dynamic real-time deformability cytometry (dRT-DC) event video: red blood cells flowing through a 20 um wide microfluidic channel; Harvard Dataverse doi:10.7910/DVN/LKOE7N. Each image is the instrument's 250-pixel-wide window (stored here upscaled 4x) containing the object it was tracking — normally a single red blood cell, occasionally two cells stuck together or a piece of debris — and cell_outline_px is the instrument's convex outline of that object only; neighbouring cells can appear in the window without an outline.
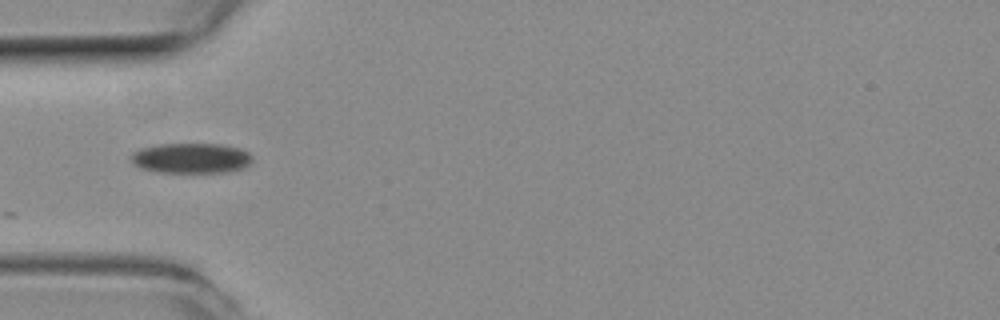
{"species": "common noctule bat (a hibernating species)", "species_latin": "Nyctalus noctula", "temperature_condition": "room temperature", "stored_images_in_passage": 28, "camera_frame_rate_fps": 3000, "um_per_image_px": 0.085, "animal": {"sex": "female", "body_mass_g": 19.3, "forearm_length_mm": 54.1}, "frame": {"image": 1, "passage_image": 1, "time_ms": 0.0, "image_size_px": [1000, 320], "cell_outline_px": [[252, 160], [244, 168], [228, 172], [156, 172], [140, 168], [132, 164], [128, 156], [132, 152], [140, 148], [160, 144], [220, 144], [240, 148], [248, 152], [252, 156]], "centroid_in_image_um": [16.2, 13.44], "position_along_channel_um": 68.8, "area_um2": 21.62}}
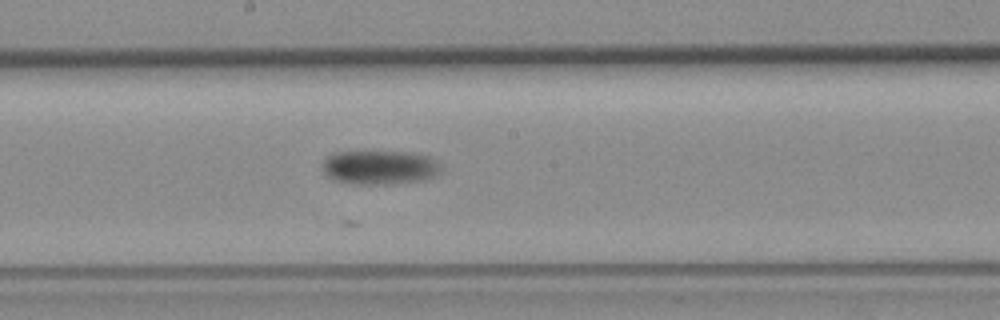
{"frame": {"image": 2, "passage_image": 13, "time_ms": 4.0, "image_size_px": [1000, 320], "cell_outline_px": [[444, 172], [428, 180], [388, 184], [352, 184], [332, 180], [324, 172], [324, 160], [328, 156], [336, 152], [412, 152], [428, 156], [436, 160], [444, 168]], "centroid_in_image_um": [32.37, 14.24], "position_along_channel_um": 215.8, "area_um2": 23.93}}
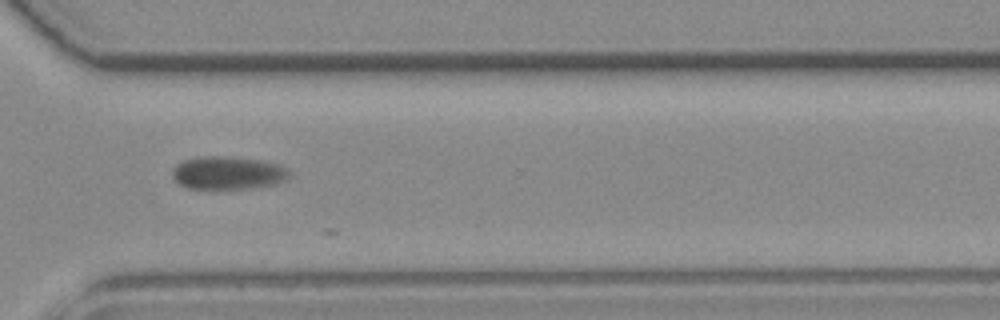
{"frame": {"image": 3, "passage_image": 24, "time_ms": 7.667, "image_size_px": [1000, 320], "cell_outline_px": [[288, 180], [276, 184], [252, 188], [188, 188], [180, 184], [172, 176], [172, 168], [176, 164], [184, 160], [204, 156], [224, 156], [260, 160], [276, 164], [288, 168]], "centroid_in_image_um": [19.37, 14.69], "position_along_channel_um": 351.2, "area_um2": 22.37}}